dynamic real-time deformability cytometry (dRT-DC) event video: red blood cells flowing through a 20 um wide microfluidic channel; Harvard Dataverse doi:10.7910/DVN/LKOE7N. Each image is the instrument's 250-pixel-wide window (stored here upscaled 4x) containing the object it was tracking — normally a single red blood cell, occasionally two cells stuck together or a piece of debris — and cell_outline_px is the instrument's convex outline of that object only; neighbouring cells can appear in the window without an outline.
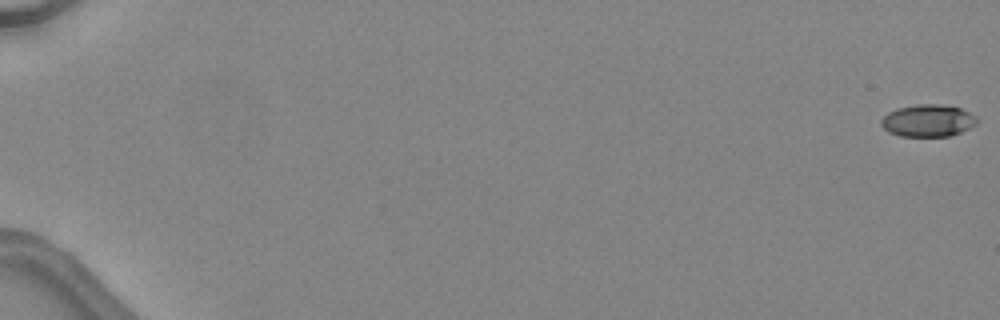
{"species": "common noctule bat (a hibernating species)", "species_latin": "Nyctalus noctula", "temperature_condition": "warm", "stored_images_in_passage": 49, "camera_frame_rate_fps": 3000, "um_per_image_px": 0.085, "animal": {"sex": "female", "body_mass_g": 24.6, "forearm_length_mm": 56.2}, "frame": {"image": 1, "passage_image": 1, "time_ms": 0.0, "image_size_px": [1000, 320], "cell_outline_px": [[976, 124], [960, 132], [948, 136], [900, 136], [888, 132], [880, 124], [880, 120], [888, 112], [896, 108], [920, 104], [936, 104], [960, 108], [968, 112], [976, 120]], "centroid_in_image_um": [78.8, 10.25], "position_along_channel_um": 6.2, "area_um2": 17.69}}
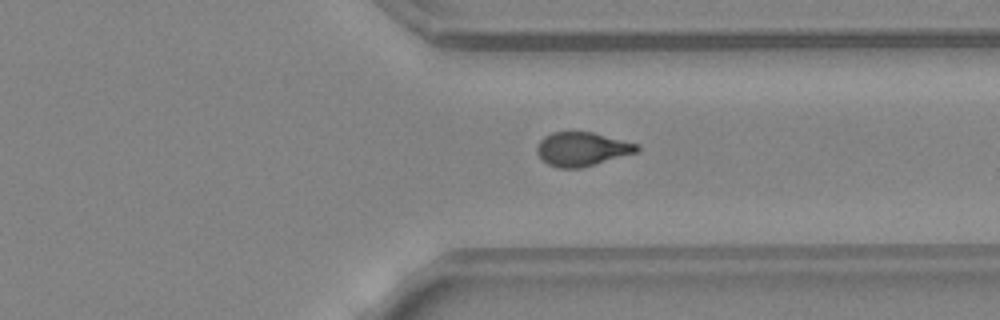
{"frame": {"image": 2, "passage_image": 39, "time_ms": 12.667, "image_size_px": [1000, 320], "cell_outline_px": [[640, 148], [636, 152], [580, 168], [556, 168], [548, 164], [536, 152], [536, 148], [540, 140], [544, 136], [552, 132], [592, 132], [640, 144]], "centroid_in_image_um": [49.46, 12.66], "position_along_channel_um": 361.9, "area_um2": 19.59}}
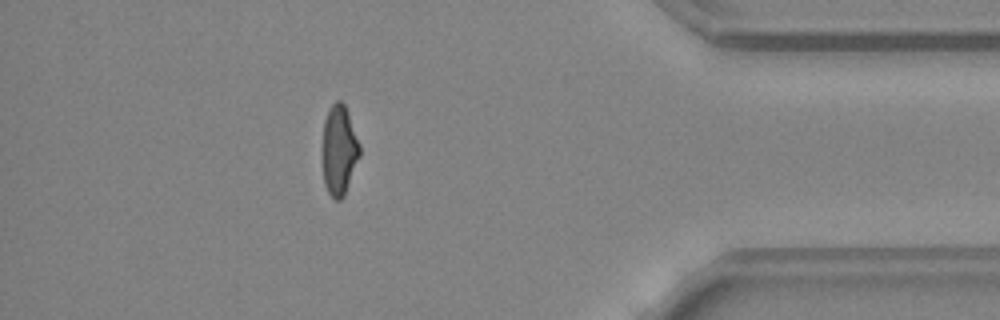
{"frame": {"image": 3, "passage_image": 44, "time_ms": 14.333, "image_size_px": [1000, 320], "cell_outline_px": [[360, 156], [344, 196], [340, 200], [336, 200], [328, 192], [324, 184], [320, 156], [324, 120], [332, 104], [336, 100], [340, 100], [344, 104], [360, 144]], "centroid_in_image_um": [28.79, 12.79], "position_along_channel_um": 406.4, "area_um2": 19.94}, "authors_computed_cell_mechanics": {"area_um2": 19.7676, "velocity_mm_per_s": 4.5533, "shape_relaxation_time_tau1_ms": null, "shape_relaxation_time_tau2_ms": 2.1498, "deformation_change_tau1": null, "deformation_change_tau2": 0.0835}}